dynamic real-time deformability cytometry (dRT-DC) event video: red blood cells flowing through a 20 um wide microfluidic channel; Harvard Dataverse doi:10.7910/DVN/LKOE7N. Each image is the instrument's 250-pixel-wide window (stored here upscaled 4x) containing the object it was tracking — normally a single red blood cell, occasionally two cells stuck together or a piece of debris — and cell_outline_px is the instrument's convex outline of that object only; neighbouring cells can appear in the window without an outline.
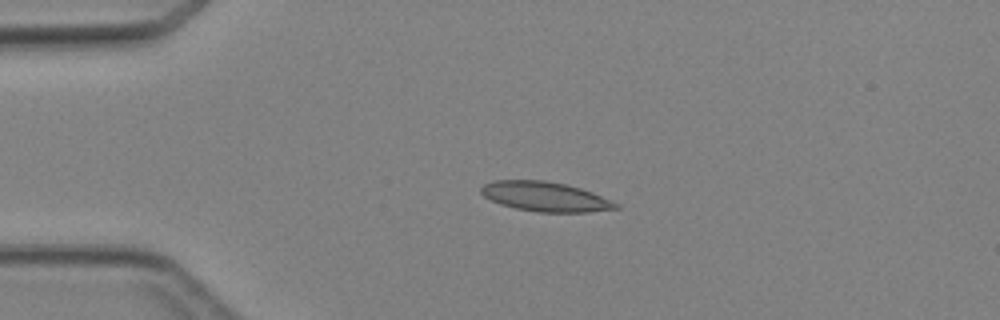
{"species": "Egyptian fruit bat (a non-hibernating species)", "species_latin": "Rousettus aegyptiacus", "temperature_condition": "cold", "stored_images_in_passage": 4, "camera_frame_rate_fps": 3000, "um_per_image_px": 0.085, "animal": {"sex": "female"}, "frame": {"image": 1, "passage_image": 3, "time_ms": 3.333, "image_size_px": [1000, 320], "cell_outline_px": [[620, 208], [588, 212], [540, 212], [516, 208], [500, 204], [484, 196], [480, 192], [480, 188], [484, 184], [496, 180], [544, 180], [564, 184], [580, 188], [592, 192], [620, 204]], "centroid_in_image_um": [46.35, 16.71], "position_along_channel_um": 38.6, "area_um2": 23.12}}